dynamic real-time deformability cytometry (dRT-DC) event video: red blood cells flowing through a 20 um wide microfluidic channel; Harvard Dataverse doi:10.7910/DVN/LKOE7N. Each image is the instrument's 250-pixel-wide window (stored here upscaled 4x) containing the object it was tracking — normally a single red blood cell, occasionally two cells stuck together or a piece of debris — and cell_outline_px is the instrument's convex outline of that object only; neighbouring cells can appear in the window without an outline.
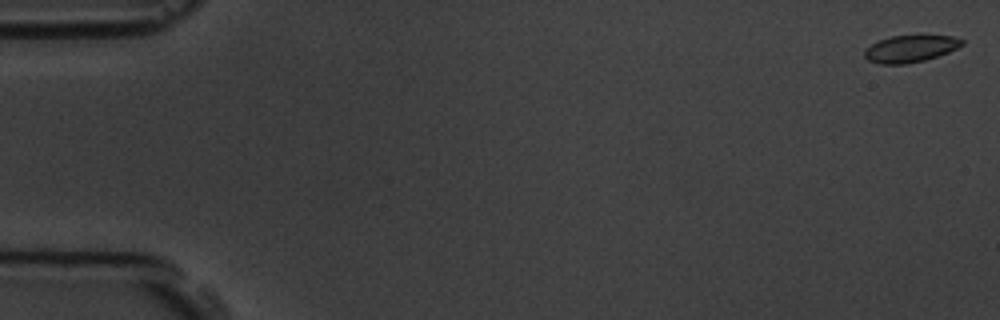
{"species": "common noctule bat (a hibernating species)", "species_latin": "Nyctalus noctula", "temperature_condition": "room temperature", "stored_images_in_passage": 5, "segment_of_instrument_passage": [2, 2], "camera_frame_rate_fps": 3000, "um_per_image_px": 0.085, "animal": {"sex": "male", "body_mass_g": 19.5, "forearm_length_mm": 54.6}, "frame": {"image": 1, "passage_image": 5, "time_ms": 4.667, "image_size_px": [1000, 320], "cell_outline_px": [[964, 44], [948, 52], [924, 60], [904, 64], [880, 64], [868, 60], [864, 56], [864, 48], [880, 40], [892, 36], [952, 36], [964, 40]], "centroid_in_image_um": [77.35, 4.15], "position_along_channel_um": 7.6, "area_um2": 15.09}}